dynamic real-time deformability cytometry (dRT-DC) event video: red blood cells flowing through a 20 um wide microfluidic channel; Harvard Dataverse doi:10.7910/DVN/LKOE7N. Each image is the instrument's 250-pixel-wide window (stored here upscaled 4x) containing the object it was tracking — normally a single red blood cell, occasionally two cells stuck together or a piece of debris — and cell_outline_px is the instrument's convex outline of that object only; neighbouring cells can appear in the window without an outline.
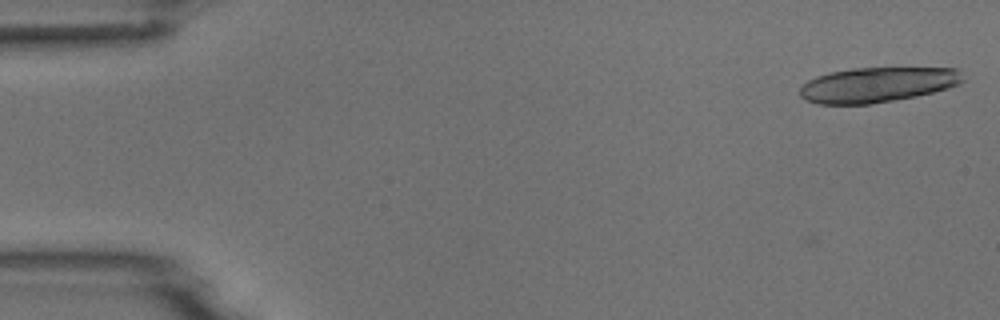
{"species": "common noctule bat (a hibernating species)", "species_latin": "Nyctalus noctula", "temperature_condition": "room temperature", "stored_images_in_passage": 3, "camera_frame_rate_fps": 3000, "um_per_image_px": 0.085, "animal": {"sex": "male", "body_mass_g": 18.8}, "frame": {"image": 1, "passage_image": 3, "time_ms": 2.333, "image_size_px": [1000, 320], "cell_outline_px": [[964, 80], [960, 84], [948, 88], [916, 96], [896, 100], [868, 104], [816, 104], [804, 100], [800, 96], [800, 88], [808, 80], [816, 76], [832, 72], [852, 68], [956, 68]], "centroid_in_image_um": [74.55, 7.21], "position_along_channel_um": 10.5, "area_um2": 33.23}}